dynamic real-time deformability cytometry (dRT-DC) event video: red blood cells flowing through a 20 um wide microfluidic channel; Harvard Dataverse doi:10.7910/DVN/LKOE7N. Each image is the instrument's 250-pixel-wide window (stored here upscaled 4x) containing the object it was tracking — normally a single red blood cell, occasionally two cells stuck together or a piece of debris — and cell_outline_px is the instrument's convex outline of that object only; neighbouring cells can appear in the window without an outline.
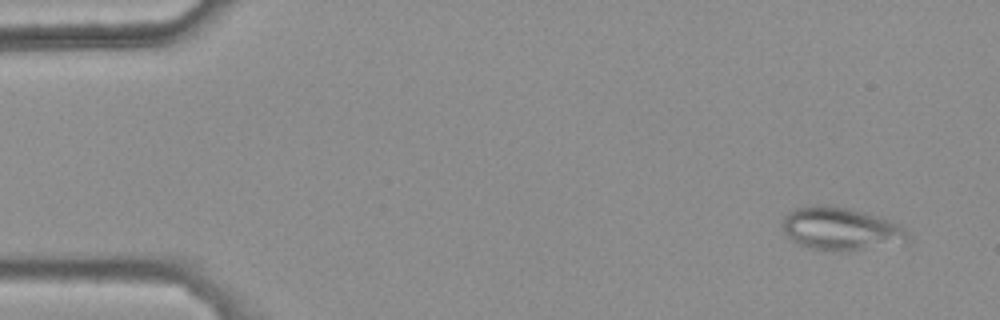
{"species": "common noctule bat (a hibernating species)", "species_latin": "Nyctalus noctula", "temperature_condition": "warm", "stored_images_in_passage": 12, "camera_frame_rate_fps": 3000, "um_per_image_px": 0.085, "animal": {"sex": "female", "body_mass_g": 25.1}, "frame": {"image": 1, "passage_image": 4, "time_ms": 1.0, "image_size_px": [1000, 320], "cell_outline_px": [[908, 240], [904, 244], [864, 248], [812, 248], [800, 244], [792, 240], [784, 232], [780, 224], [784, 216], [788, 212], [796, 208], [820, 204], [828, 204], [848, 208], [864, 212], [900, 224], [904, 228], [908, 236]], "centroid_in_image_um": [71.45, 19.4], "position_along_channel_um": 13.5, "area_um2": 30.63}}